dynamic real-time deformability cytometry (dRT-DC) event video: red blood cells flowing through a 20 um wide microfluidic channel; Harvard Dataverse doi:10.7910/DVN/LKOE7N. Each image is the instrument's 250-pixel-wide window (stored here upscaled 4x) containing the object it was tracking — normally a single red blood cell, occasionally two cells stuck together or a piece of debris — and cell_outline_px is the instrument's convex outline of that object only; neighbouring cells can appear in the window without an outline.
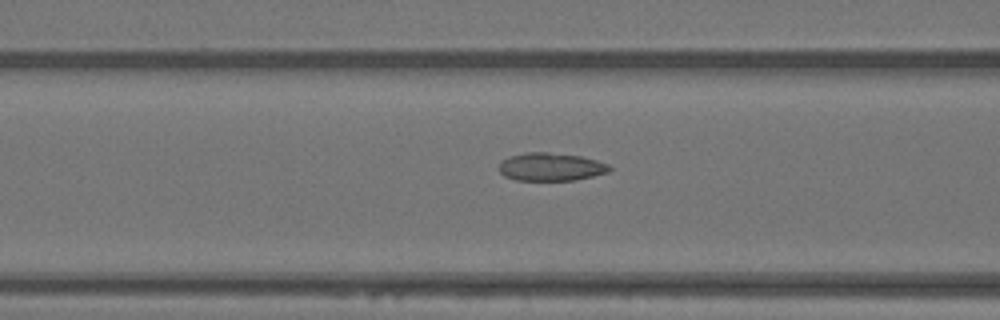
{"species": "Egyptian fruit bat (a non-hibernating species)", "species_latin": "Rousettus aegyptiacus", "temperature_condition": "warm", "stored_images_in_passage": 16, "camera_frame_rate_fps": 3000, "um_per_image_px": 0.085, "animal": {"sex": "female"}, "frame": {"image": 1, "passage_image": 14, "time_ms": 4.333, "image_size_px": [1000, 320], "cell_outline_px": [[608, 168], [604, 172], [588, 176], [568, 180], [524, 180], [508, 176], [500, 168], [508, 160], [516, 156], [572, 156], [588, 160], [600, 164]], "centroid_in_image_um": [46.81, 14.27], "position_along_channel_um": 119.8, "area_um2": 14.85}}